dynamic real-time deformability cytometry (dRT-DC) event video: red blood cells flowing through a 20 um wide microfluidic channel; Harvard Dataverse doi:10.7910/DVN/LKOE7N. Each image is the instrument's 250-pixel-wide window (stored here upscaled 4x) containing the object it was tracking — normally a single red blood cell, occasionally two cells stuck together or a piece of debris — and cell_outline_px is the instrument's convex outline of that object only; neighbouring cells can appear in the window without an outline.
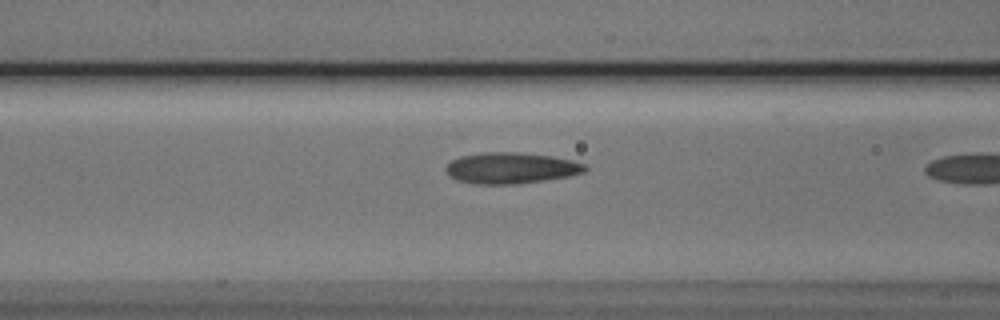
{"species": "Egyptian fruit bat (a non-hibernating species)", "species_latin": "Rousettus aegyptiacus", "temperature_condition": "cold", "stored_images_in_passage": 19, "camera_frame_rate_fps": 3000, "um_per_image_px": 0.085, "animal": {"sex": "male"}, "frame": {"image": 1, "passage_image": 18, "time_ms": 5.667, "image_size_px": [1000, 320], "cell_outline_px": [[588, 168], [584, 172], [568, 176], [544, 180], [516, 184], [472, 184], [456, 180], [448, 176], [444, 168], [452, 160], [460, 156], [484, 152], [520, 152], [552, 156], [572, 160], [584, 164]], "centroid_in_image_um": [43.39, 14.28], "position_along_channel_um": 123.2, "area_um2": 25.37}}